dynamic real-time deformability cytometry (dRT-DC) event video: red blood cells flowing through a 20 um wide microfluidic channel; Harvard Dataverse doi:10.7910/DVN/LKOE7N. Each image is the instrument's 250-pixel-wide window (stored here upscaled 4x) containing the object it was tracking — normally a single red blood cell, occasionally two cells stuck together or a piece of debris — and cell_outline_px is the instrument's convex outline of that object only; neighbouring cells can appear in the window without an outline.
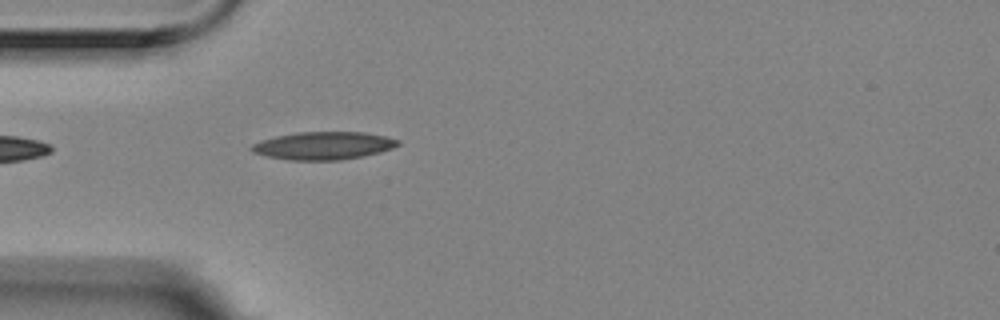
{"species": "Egyptian fruit bat (a non-hibernating species)", "species_latin": "Rousettus aegyptiacus", "temperature_condition": "room temperature", "stored_images_in_passage": 1, "camera_frame_rate_fps": 3000, "um_per_image_px": 0.085, "animal": {"sex": "female"}, "frame": {"image": 1, "passage_image": 1, "time_ms": 0.0, "image_size_px": [1000, 320], "cell_outline_px": [[400, 144], [392, 148], [380, 152], [364, 156], [340, 160], [288, 160], [268, 156], [252, 152], [248, 148], [252, 144], [260, 140], [276, 136], [296, 132], [364, 132], [384, 136], [400, 140]], "centroid_in_image_um": [27.47, 12.38], "position_along_channel_um": 57.5, "area_um2": 23.81}}